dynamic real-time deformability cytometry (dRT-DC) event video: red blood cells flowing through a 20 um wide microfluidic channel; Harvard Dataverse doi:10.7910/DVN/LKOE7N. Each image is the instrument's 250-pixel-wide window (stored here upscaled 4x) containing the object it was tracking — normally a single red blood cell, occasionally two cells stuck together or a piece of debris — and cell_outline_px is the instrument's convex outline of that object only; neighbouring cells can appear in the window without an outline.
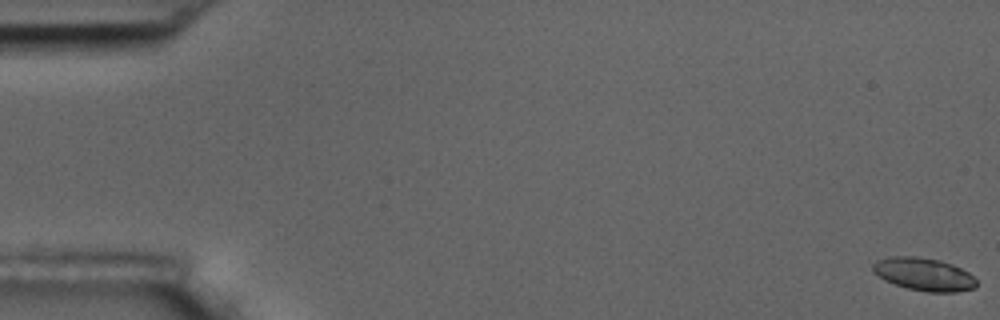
{"species": "common noctule bat (a hibernating species)", "species_latin": "Nyctalus noctula", "temperature_condition": "room temperature", "stored_images_in_passage": 5, "camera_frame_rate_fps": 3000, "um_per_image_px": 0.085, "animal": {"sex": "male", "body_mass_g": 17.5, "forearm_length_mm": 52.3}, "frame": {"image": 1, "passage_image": 1, "time_ms": 0.0, "image_size_px": [1000, 320], "cell_outline_px": [[976, 288], [956, 292], [928, 292], [908, 288], [884, 280], [872, 268], [872, 264], [880, 260], [892, 256], [916, 256], [940, 260], [952, 264], [968, 272], [976, 280]], "centroid_in_image_um": [78.57, 23.31], "position_along_channel_um": 6.4, "area_um2": 19.59}}
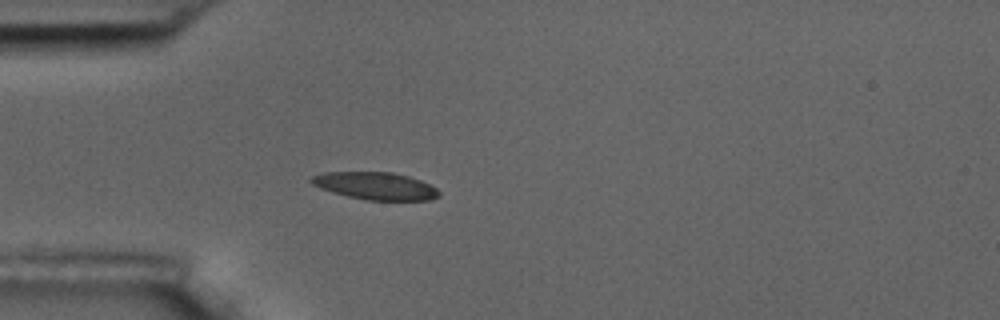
{"frame": {"image": 2, "passage_image": 5, "time_ms": 5.333, "image_size_px": [1000, 320], "cell_outline_px": [[440, 196], [432, 200], [368, 200], [348, 196], [332, 192], [320, 188], [312, 184], [308, 180], [312, 176], [324, 172], [392, 172], [408, 176], [420, 180], [436, 188], [440, 192]], "centroid_in_image_um": [31.91, 15.8], "position_along_channel_um": 53.1, "area_um2": 20.4}}